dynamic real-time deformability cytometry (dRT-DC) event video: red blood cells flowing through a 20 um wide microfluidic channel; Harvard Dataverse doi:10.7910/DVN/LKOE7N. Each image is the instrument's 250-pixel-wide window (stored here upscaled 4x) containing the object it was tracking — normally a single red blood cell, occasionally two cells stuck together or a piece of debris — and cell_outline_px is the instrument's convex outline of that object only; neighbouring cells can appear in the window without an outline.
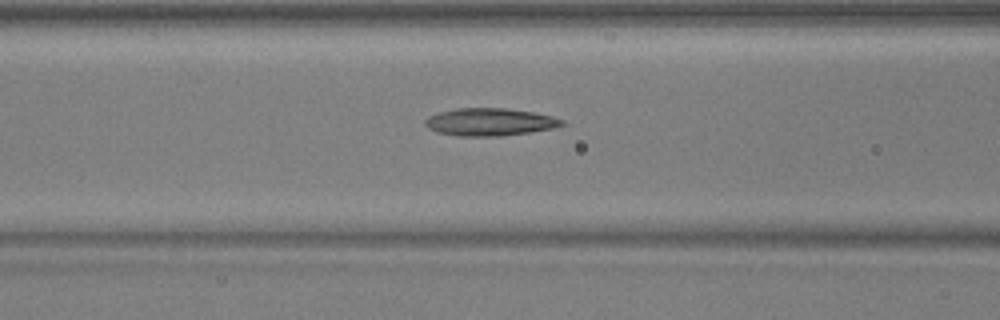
{"species": "common noctule bat (a hibernating species)", "species_latin": "Nyctalus noctula", "temperature_condition": "warm", "stored_images_in_passage": 35, "camera_frame_rate_fps": 3000, "um_per_image_px": 0.085, "animal": {"sex": "male", "body_mass_g": 17.9, "forearm_length_mm": 54.2}, "frame": {"image": 1, "passage_image": 5, "time_ms": 1.333, "image_size_px": [1000, 320], "cell_outline_px": [[568, 124], [552, 128], [532, 132], [500, 136], [456, 136], [436, 132], [428, 128], [424, 124], [424, 120], [428, 116], [436, 112], [456, 108], [504, 108], [532, 112], [552, 116], [564, 120]], "centroid_in_image_um": [41.61, 10.37], "position_along_channel_um": 125.0, "area_um2": 22.25}}
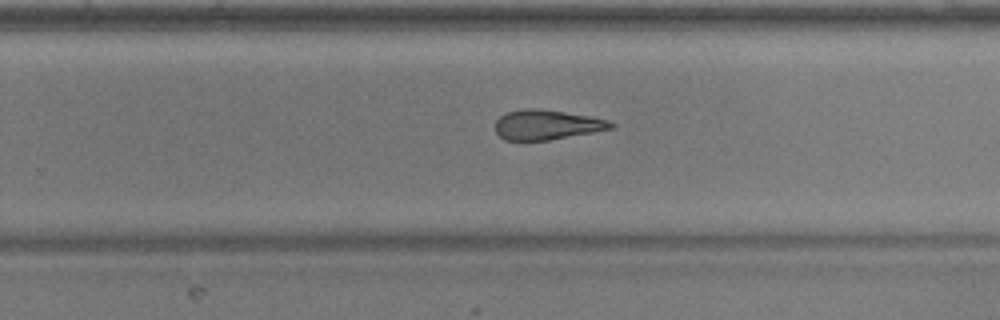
{"frame": {"image": 2, "passage_image": 17, "time_ms": 5.333, "image_size_px": [1000, 320], "cell_outline_px": [[616, 128], [548, 140], [504, 140], [496, 132], [496, 120], [500, 116], [508, 112], [524, 108], [536, 108], [564, 112], [588, 116], [608, 120], [616, 124]], "centroid_in_image_um": [46.49, 10.6], "position_along_channel_um": 283.3, "area_um2": 20.0}}
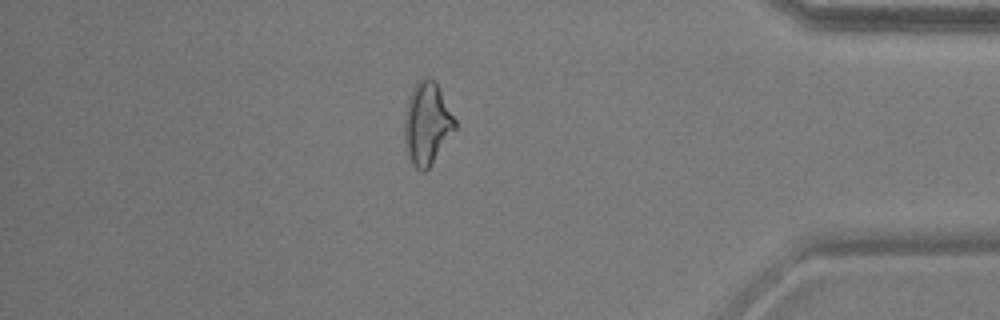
{"frame": {"image": 3, "passage_image": 28, "time_ms": 9.0, "image_size_px": [1000, 320], "cell_outline_px": [[456, 128], [432, 164], [424, 172], [420, 172], [412, 164], [408, 156], [404, 144], [404, 120], [408, 96], [416, 84], [424, 76], [428, 76], [436, 84], [456, 120]], "centroid_in_image_um": [36.27, 10.54], "position_along_channel_um": 398.9, "area_um2": 24.16}, "authors_computed_cell_mechanics": {"area_um2": 21.8484, "velocity_mm_per_s": 3.9631, "shape_relaxation_time_tau1_ms": null, "shape_relaxation_time_tau2_ms": 4.4236, "deformation_change_tau1": null, "deformation_change_tau2": 0.1695}}